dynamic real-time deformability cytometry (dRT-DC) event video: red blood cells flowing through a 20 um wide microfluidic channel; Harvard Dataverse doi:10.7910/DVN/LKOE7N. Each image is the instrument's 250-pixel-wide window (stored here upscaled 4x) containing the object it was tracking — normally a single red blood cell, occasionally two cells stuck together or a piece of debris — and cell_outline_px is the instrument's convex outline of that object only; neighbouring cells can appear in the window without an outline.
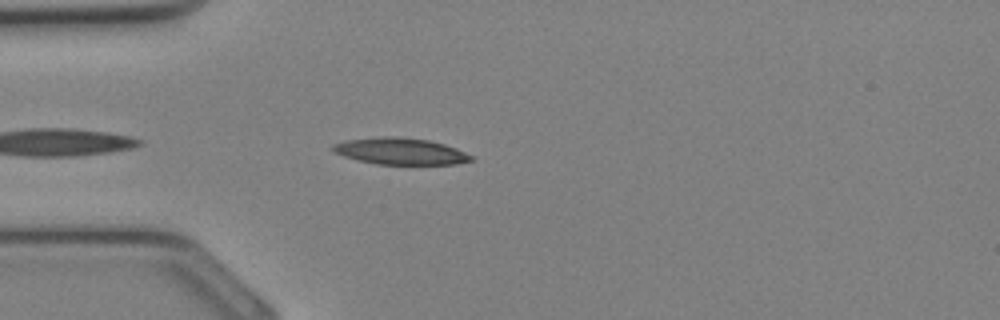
{"species": "Egyptian fruit bat (a non-hibernating species)", "species_latin": "Rousettus aegyptiacus", "temperature_condition": "cold", "stored_images_in_passage": 5, "camera_frame_rate_fps": 3000, "um_per_image_px": 0.085, "animal": {"sex": "female"}, "frame": {"image": 1, "passage_image": 2, "time_ms": 0.333, "image_size_px": [1000, 320], "cell_outline_px": [[476, 160], [456, 164], [376, 164], [356, 160], [344, 156], [336, 152], [332, 148], [332, 144], [344, 140], [380, 136], [396, 136], [428, 140], [444, 144], [456, 148], [476, 156]], "centroid_in_image_um": [34.07, 12.85], "position_along_channel_um": 50.9, "area_um2": 21.68}}
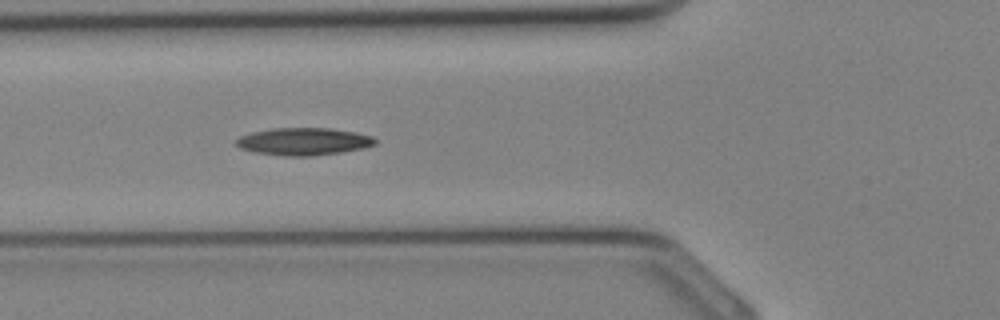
{"frame": {"image": 2, "passage_image": 5, "time_ms": 1.333, "image_size_px": [1000, 320], "cell_outline_px": [[380, 140], [376, 144], [364, 148], [340, 152], [312, 156], [284, 156], [256, 152], [240, 148], [236, 144], [236, 140], [240, 136], [252, 132], [272, 128], [332, 128], [356, 132], [372, 136]], "centroid_in_image_um": [25.86, 12.02], "position_along_channel_um": 99.9, "area_um2": 22.31}}